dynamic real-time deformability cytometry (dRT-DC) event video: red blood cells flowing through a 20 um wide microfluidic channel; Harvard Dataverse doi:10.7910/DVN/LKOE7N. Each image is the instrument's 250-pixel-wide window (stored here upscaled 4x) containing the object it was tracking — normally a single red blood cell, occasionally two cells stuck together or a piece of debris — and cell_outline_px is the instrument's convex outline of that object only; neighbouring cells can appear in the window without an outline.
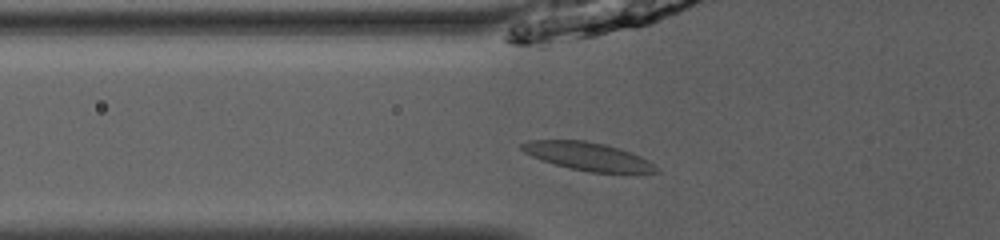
{"species": "common noctule bat (a hibernating species)", "species_latin": "Nyctalus noctula", "temperature_condition": "room temperature", "stored_images_in_passage": 37, "camera_frame_rate_fps": 3000, "um_per_image_px": 0.085, "animal": {"sex": "male", "body_mass_g": 13.0, "forearm_length_mm": 53.1}, "frame": {"image": 1, "passage_image": 5, "time_ms": 1.333, "image_size_px": [1000, 240], "cell_outline_px": [[660, 172], [588, 172], [556, 164], [532, 156], [524, 152], [520, 148], [520, 144], [528, 140], [584, 140], [604, 144], [620, 148], [632, 152], [648, 160]], "centroid_in_image_um": [49.94, 13.27], "position_along_channel_um": 75.9, "area_um2": 21.62}}
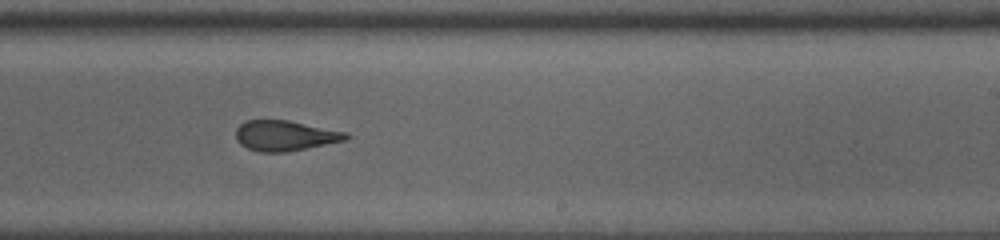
{"frame": {"image": 2, "passage_image": 19, "time_ms": 6.0, "image_size_px": [1000, 240], "cell_outline_px": [[352, 136], [344, 140], [284, 152], [260, 152], [248, 148], [240, 144], [236, 140], [236, 128], [244, 120], [288, 120], [348, 132]], "centroid_in_image_um": [24.2, 11.51], "position_along_channel_um": 264.8, "area_um2": 19.36}}
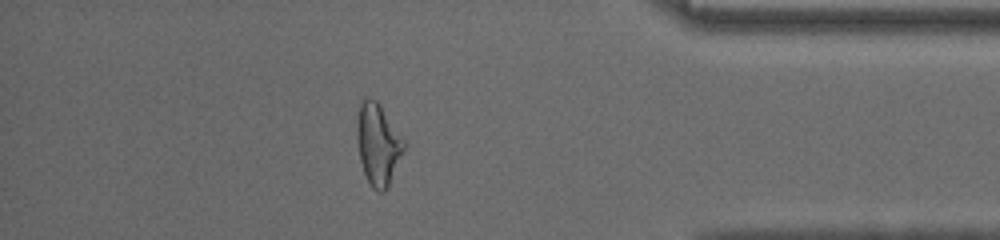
{"frame": {"image": 3, "passage_image": 31, "time_ms": 10.0, "image_size_px": [1000, 240], "cell_outline_px": [[404, 148], [388, 188], [384, 192], [380, 192], [372, 188], [364, 172], [360, 160], [356, 136], [356, 120], [360, 104], [364, 96], [368, 96], [376, 100], [380, 104], [404, 140]], "centroid_in_image_um": [32.1, 12.23], "position_along_channel_um": 403.1, "area_um2": 22.25}}